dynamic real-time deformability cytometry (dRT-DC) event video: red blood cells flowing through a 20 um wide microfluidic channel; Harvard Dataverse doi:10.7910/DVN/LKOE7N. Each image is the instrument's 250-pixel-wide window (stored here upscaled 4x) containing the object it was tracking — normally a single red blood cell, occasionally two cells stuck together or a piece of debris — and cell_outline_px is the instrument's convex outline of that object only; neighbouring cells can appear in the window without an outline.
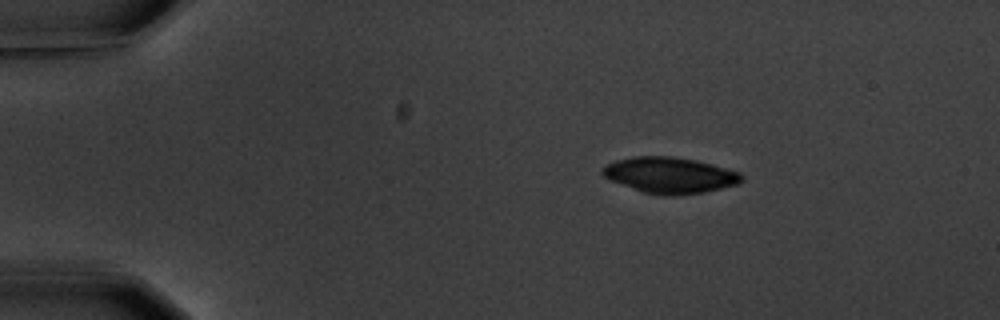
{"species": "common noctule bat (a hibernating species)", "species_latin": "Nyctalus noctula", "temperature_condition": "warm", "stored_images_in_passage": 3, "camera_frame_rate_fps": 3000, "um_per_image_px": 0.085, "animal": {"sex": "male", "body_mass_g": 20.1, "forearm_length_mm": 53.5}, "frame": {"image": 1, "passage_image": 1, "time_ms": 0.0, "image_size_px": [1000, 320], "cell_outline_px": [[744, 180], [736, 184], [704, 192], [672, 196], [668, 196], [644, 192], [612, 180], [604, 176], [600, 172], [600, 168], [616, 160], [632, 156], [672, 156], [696, 160], [740, 172], [744, 176]], "centroid_in_image_um": [56.94, 14.88], "position_along_channel_um": 28.1, "area_um2": 28.96}}